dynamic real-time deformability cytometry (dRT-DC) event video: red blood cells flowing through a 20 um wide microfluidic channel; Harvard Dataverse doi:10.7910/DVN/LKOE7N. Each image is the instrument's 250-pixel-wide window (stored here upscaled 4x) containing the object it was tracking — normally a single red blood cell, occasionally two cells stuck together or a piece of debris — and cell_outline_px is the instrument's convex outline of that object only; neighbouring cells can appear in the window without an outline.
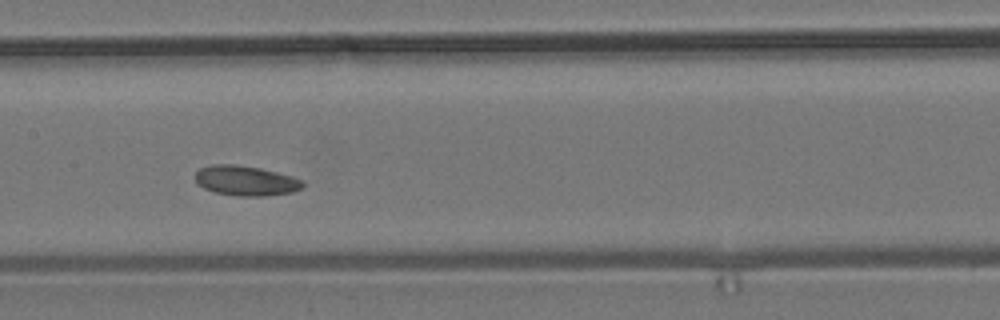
{"species": "common noctule bat (a hibernating species)", "species_latin": "Nyctalus noctula", "temperature_condition": "room temperature", "stored_images_in_passage": 11, "segment_of_instrument_passage": [1, 2], "camera_frame_rate_fps": 3000, "um_per_image_px": 0.085, "animal": {"sex": "male", "body_mass_g": 19.2, "forearm_length_mm": 51.8}, "frame": {"image": 1, "passage_image": 7, "time_ms": 2.0, "image_size_px": [1000, 320], "cell_outline_px": [[304, 188], [292, 192], [264, 196], [236, 196], [216, 192], [204, 188], [196, 184], [196, 172], [200, 168], [212, 164], [236, 164], [260, 168], [292, 176], [304, 180]], "centroid_in_image_um": [20.91, 15.36], "position_along_channel_um": 186.5, "area_um2": 18.9}}
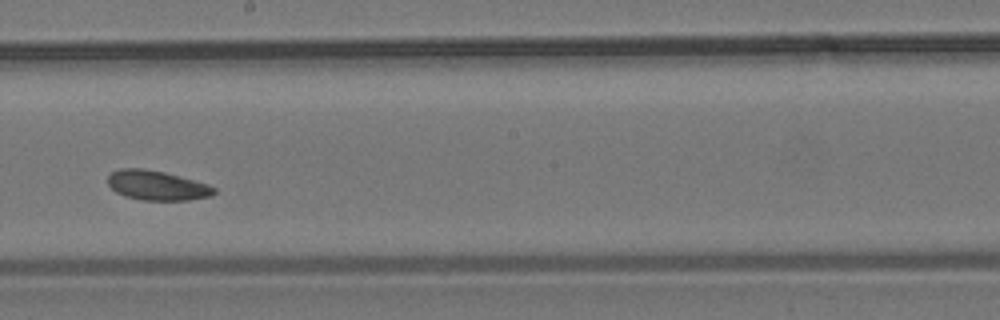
{"frame": {"image": 2, "passage_image": 8, "time_ms": 2.333, "image_size_px": [1000, 320], "cell_outline_px": [[216, 192], [212, 196], [188, 200], [144, 200], [124, 196], [116, 192], [108, 184], [108, 176], [112, 172], [120, 168], [144, 168], [164, 172], [208, 184], [216, 188]], "centroid_in_image_um": [13.35, 15.76], "position_along_channel_um": 234.9, "area_um2": 18.32}}
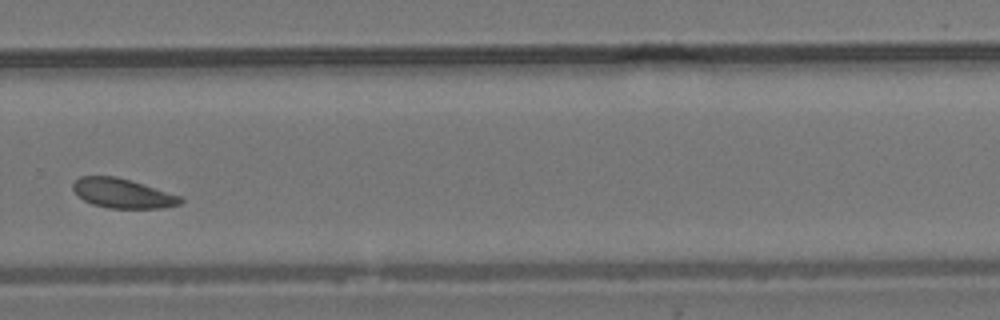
{"frame": {"image": 3, "passage_image": 10, "time_ms": 3.0, "image_size_px": [1000, 320], "cell_outline_px": [[184, 200], [180, 204], [160, 208], [108, 208], [92, 204], [84, 200], [72, 188], [72, 184], [80, 176], [116, 176], [180, 196]], "centroid_in_image_um": [10.4, 16.44], "position_along_channel_um": 319.4, "area_um2": 18.15}}